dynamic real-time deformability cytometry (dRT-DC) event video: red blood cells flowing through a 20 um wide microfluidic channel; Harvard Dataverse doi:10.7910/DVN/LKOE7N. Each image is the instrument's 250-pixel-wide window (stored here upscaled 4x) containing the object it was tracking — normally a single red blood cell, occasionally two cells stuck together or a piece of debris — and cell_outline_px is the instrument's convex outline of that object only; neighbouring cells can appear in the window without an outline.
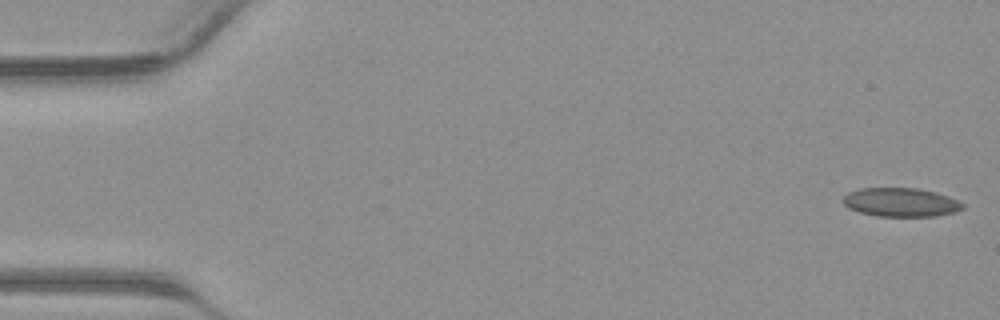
{"species": "common noctule bat (a hibernating species)", "species_latin": "Nyctalus noctula", "temperature_condition": "warm", "stored_images_in_passage": 42, "camera_frame_rate_fps": 3000, "um_per_image_px": 0.085, "animal": {"sex": "male", "body_mass_g": 23.1, "forearm_length_mm": 52.7}, "frame": {"image": 1, "passage_image": 1, "time_ms": 0.0, "image_size_px": [1000, 320], "cell_outline_px": [[964, 208], [952, 212], [936, 216], [876, 216], [860, 212], [848, 208], [844, 204], [844, 196], [848, 192], [860, 188], [916, 188], [936, 192], [960, 200], [964, 204]], "centroid_in_image_um": [76.58, 17.19], "position_along_channel_um": 8.4, "area_um2": 20.06}}
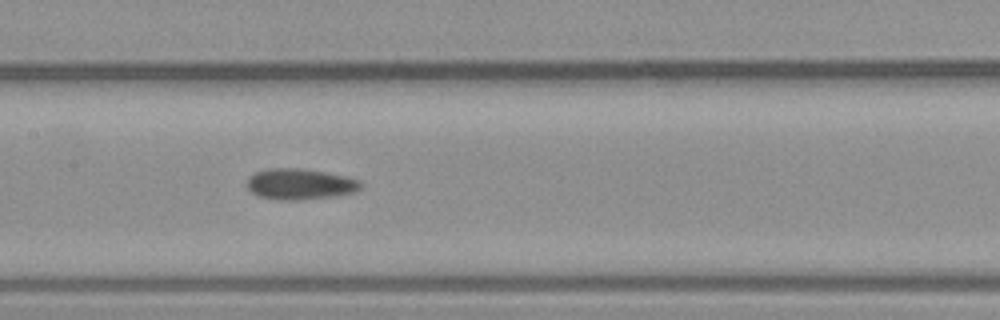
{"frame": {"image": 2, "passage_image": 20, "time_ms": 6.333, "image_size_px": [1000, 320], "cell_outline_px": [[364, 184], [356, 192], [336, 196], [300, 200], [280, 200], [260, 196], [252, 192], [248, 188], [248, 176], [256, 172], [268, 168], [300, 168], [348, 176], [360, 180]], "centroid_in_image_um": [25.55, 15.64], "position_along_channel_um": 181.8, "area_um2": 20.63}}
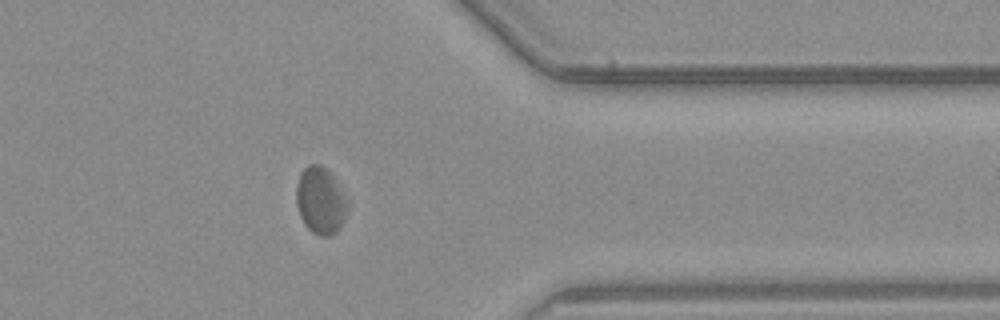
{"frame": {"image": 3, "passage_image": 33, "time_ms": 10.667, "image_size_px": [1000, 320], "cell_outline_px": [[348, 208], [336, 232], [328, 236], [320, 236], [312, 232], [304, 224], [300, 216], [296, 204], [296, 188], [300, 172], [308, 164], [320, 164], [328, 168], [332, 172], [348, 200]], "centroid_in_image_um": [27.23, 17.0], "position_along_channel_um": 384.2, "area_um2": 20.23}}